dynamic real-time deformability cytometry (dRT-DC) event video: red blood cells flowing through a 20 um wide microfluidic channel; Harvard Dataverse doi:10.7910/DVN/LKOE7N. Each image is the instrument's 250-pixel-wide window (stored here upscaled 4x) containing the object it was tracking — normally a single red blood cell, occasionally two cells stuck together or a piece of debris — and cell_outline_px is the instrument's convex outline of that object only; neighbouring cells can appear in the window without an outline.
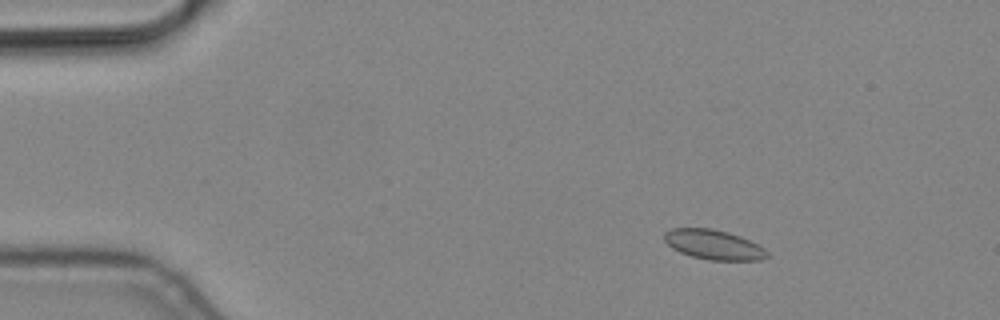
{"species": "common noctule bat (a hibernating species)", "species_latin": "Nyctalus noctula", "temperature_condition": "cold", "stored_images_in_passage": 12, "camera_frame_rate_fps": 3000, "um_per_image_px": 0.085, "animal": {"sex": "male", "body_mass_g": 19.2, "forearm_length_mm": 51.8}, "frame": {"image": 1, "passage_image": 2, "time_ms": 0.333, "image_size_px": [1000, 320], "cell_outline_px": [[768, 256], [764, 260], [708, 260], [692, 256], [680, 252], [672, 248], [664, 240], [664, 232], [672, 228], [712, 228], [728, 232], [740, 236], [764, 248], [768, 252]], "centroid_in_image_um": [60.65, 20.79], "position_along_channel_um": 24.3, "area_um2": 17.8}}
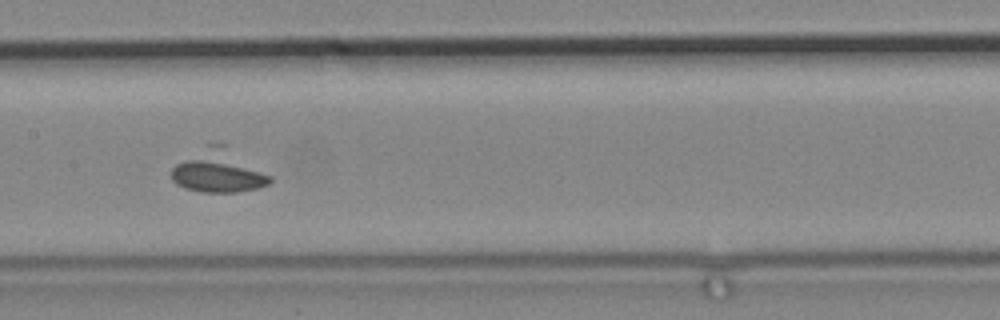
{"frame": {"image": 2, "passage_image": 7, "time_ms": 2.0, "image_size_px": [1000, 320], "cell_outline_px": [[272, 180], [268, 184], [256, 188], [236, 192], [200, 192], [184, 188], [176, 184], [172, 180], [172, 168], [176, 164], [212, 140], [228, 144], [272, 176]], "centroid_in_image_um": [18.6, 14.5], "position_along_channel_um": 188.8, "area_um2": 25.14}}
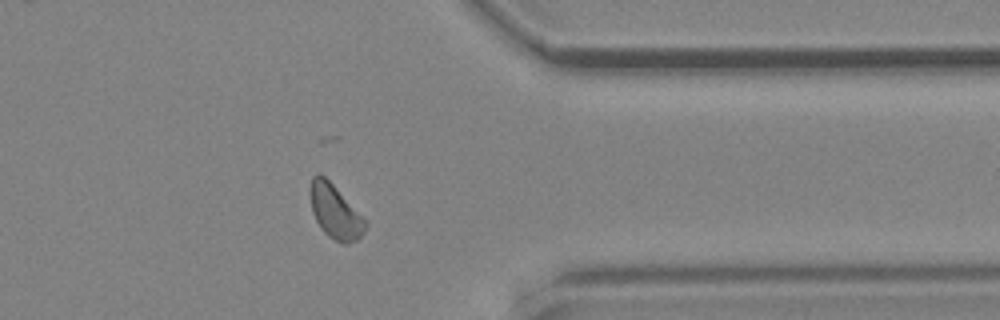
{"frame": {"image": 3, "passage_image": 12, "time_ms": 3.667, "image_size_px": [1000, 320], "cell_outline_px": [[368, 224], [364, 232], [356, 240], [348, 244], [344, 244], [328, 236], [320, 228], [312, 212], [308, 192], [312, 176], [320, 172], [368, 220]], "centroid_in_image_um": [28.48, 17.98], "position_along_channel_um": 382.9, "area_um2": 17.63}}